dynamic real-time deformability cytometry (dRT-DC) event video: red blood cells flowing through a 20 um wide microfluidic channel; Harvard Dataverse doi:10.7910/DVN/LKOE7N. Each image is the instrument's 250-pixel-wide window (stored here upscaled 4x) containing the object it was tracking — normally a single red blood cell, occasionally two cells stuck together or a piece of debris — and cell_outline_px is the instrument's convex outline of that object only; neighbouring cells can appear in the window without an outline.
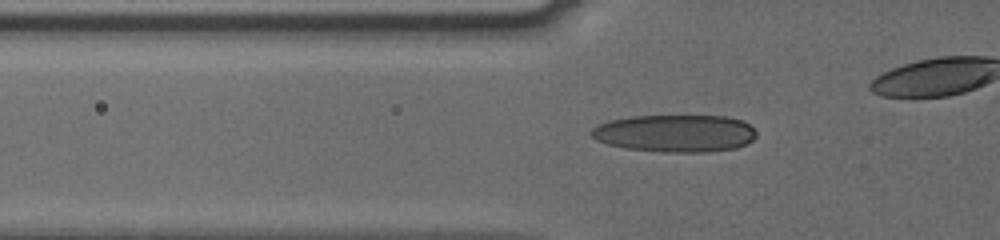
{"species": "human", "species_latin": "Homo sapiens", "temperature_condition": "cold", "stored_images_in_passage": 37, "camera_frame_rate_fps": 3000, "um_per_image_px": 0.085, "donor": {"sex": "male"}, "frame": {"image": 1, "passage_image": 11, "time_ms": 3.333, "image_size_px": [1000, 240], "cell_outline_px": [[756, 136], [752, 140], [736, 148], [704, 152], [664, 152], [628, 148], [608, 144], [596, 140], [588, 132], [592, 128], [608, 120], [632, 116], [728, 116], [740, 120], [748, 124], [756, 132]], "centroid_in_image_um": [57.36, 11.32], "position_along_channel_um": 68.4, "area_um2": 35.84}}
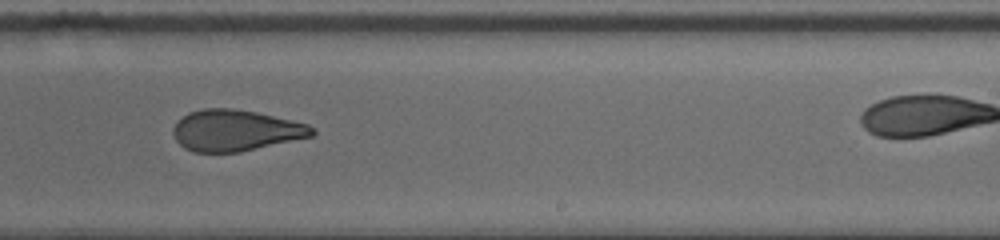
{"frame": {"image": 2, "passage_image": 27, "time_ms": 8.667, "image_size_px": [1000, 240], "cell_outline_px": [[316, 132], [312, 136], [240, 152], [192, 152], [184, 148], [176, 140], [172, 132], [172, 128], [176, 120], [188, 112], [204, 108], [228, 108], [256, 112], [308, 124], [316, 128]], "centroid_in_image_um": [19.99, 11.09], "position_along_channel_um": 269.0, "area_um2": 33.47}}
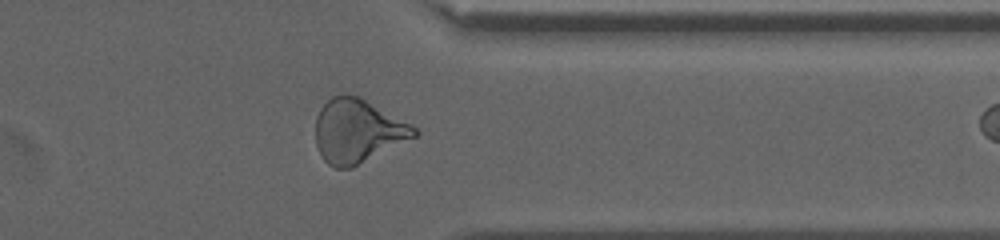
{"frame": {"image": 3, "passage_image": 36, "time_ms": 11.667, "image_size_px": [1000, 240], "cell_outline_px": [[420, 132], [416, 136], [352, 168], [336, 168], [328, 164], [324, 160], [316, 144], [316, 116], [320, 108], [332, 96], [344, 92], [360, 96], [412, 124]], "centroid_in_image_um": [30.4, 11.11], "position_along_channel_um": 381.0, "area_um2": 36.82}}